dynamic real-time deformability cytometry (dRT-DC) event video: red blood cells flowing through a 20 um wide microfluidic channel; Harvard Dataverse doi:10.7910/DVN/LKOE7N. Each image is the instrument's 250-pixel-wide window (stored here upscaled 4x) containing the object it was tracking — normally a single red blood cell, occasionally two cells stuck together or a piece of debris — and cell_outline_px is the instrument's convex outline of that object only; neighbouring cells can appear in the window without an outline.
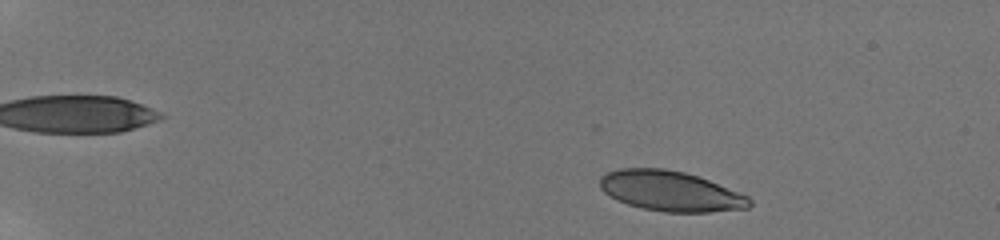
{"species": "human", "species_latin": "Homo sapiens", "temperature_condition": "room temperature", "stored_images_in_passage": 50, "camera_frame_rate_fps": 3000, "um_per_image_px": 0.085, "donor": {"sex": "male"}, "frame": {"image": 1, "passage_image": 4, "time_ms": 1.0, "image_size_px": [1000, 240], "cell_outline_px": [[752, 204], [748, 208], [708, 212], [664, 212], [644, 208], [628, 204], [616, 200], [604, 192], [600, 188], [600, 176], [604, 172], [620, 168], [664, 168], [684, 172], [708, 180], [748, 196], [752, 200]], "centroid_in_image_um": [56.96, 16.24], "position_along_channel_um": 28.0, "area_um2": 34.97}}
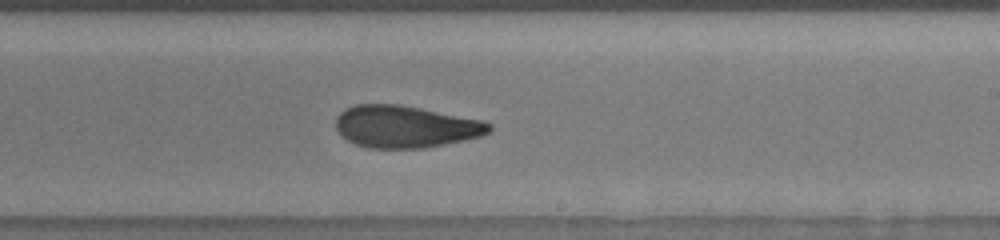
{"frame": {"image": 2, "passage_image": 32, "time_ms": 10.333, "image_size_px": [1000, 240], "cell_outline_px": [[492, 128], [488, 132], [480, 136], [464, 140], [424, 148], [368, 148], [356, 144], [348, 140], [336, 128], [336, 116], [344, 108], [356, 104], [400, 104], [484, 120], [492, 124]], "centroid_in_image_um": [34.46, 10.75], "position_along_channel_um": 254.5, "area_um2": 37.69}}
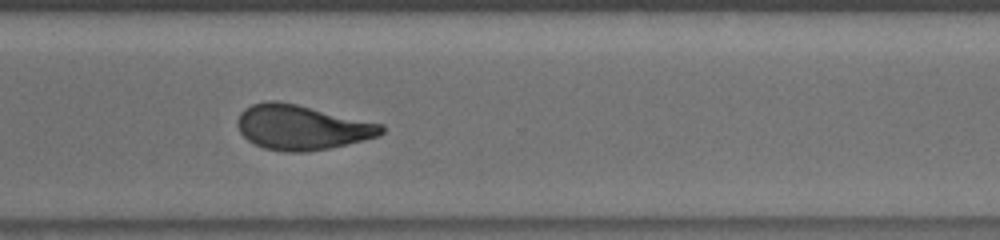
{"frame": {"image": 3, "passage_image": 39, "time_ms": 12.667, "image_size_px": [1000, 240], "cell_outline_px": [[384, 132], [380, 136], [364, 140], [328, 148], [308, 152], [284, 152], [264, 148], [248, 140], [240, 132], [236, 124], [236, 120], [240, 112], [244, 108], [252, 104], [268, 100], [276, 100], [296, 104], [384, 124]], "centroid_in_image_um": [25.64, 10.82], "position_along_channel_um": 345.0, "area_um2": 37.74}, "authors_computed_cell_mechanics": {"area_um2": 37.1076, "velocity_mm_per_s": 3.8776, "shape_relaxation_time_tau1_ms": 9.7936, "shape_relaxation_time_tau2_ms": 1.9546, "deformation_change_tau1": 0.2374, "deformation_change_tau2": 0.0946}}